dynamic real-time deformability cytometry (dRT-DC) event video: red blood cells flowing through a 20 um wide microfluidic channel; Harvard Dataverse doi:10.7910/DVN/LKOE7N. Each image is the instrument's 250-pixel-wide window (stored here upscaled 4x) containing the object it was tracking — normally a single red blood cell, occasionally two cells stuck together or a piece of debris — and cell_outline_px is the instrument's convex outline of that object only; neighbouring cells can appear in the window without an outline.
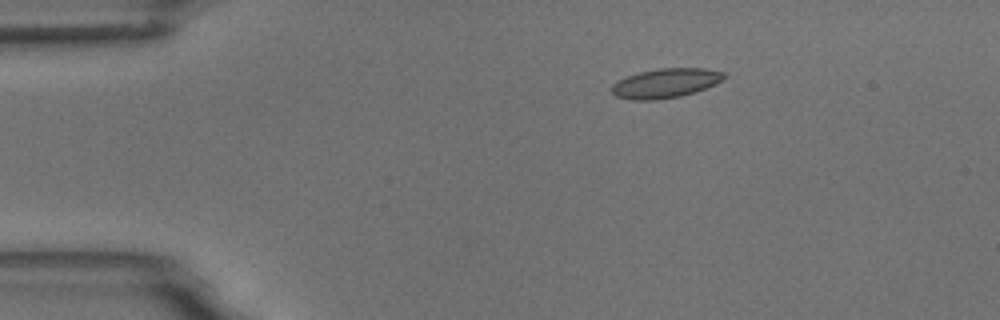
{"species": "common noctule bat (a hibernating species)", "species_latin": "Nyctalus noctula", "temperature_condition": "room temperature", "stored_images_in_passage": 3, "camera_frame_rate_fps": 3000, "um_per_image_px": 0.085, "animal": {"sex": "male", "body_mass_g": 18.8}, "frame": {"image": 1, "passage_image": 2, "time_ms": 1.333, "image_size_px": [1000, 320], "cell_outline_px": [[724, 76], [716, 84], [696, 92], [680, 96], [656, 100], [632, 100], [616, 96], [612, 92], [612, 84], [628, 76], [640, 72], [660, 68], [704, 68], [724, 72]], "centroid_in_image_um": [56.57, 7.07], "position_along_channel_um": 28.4, "area_um2": 19.07}}